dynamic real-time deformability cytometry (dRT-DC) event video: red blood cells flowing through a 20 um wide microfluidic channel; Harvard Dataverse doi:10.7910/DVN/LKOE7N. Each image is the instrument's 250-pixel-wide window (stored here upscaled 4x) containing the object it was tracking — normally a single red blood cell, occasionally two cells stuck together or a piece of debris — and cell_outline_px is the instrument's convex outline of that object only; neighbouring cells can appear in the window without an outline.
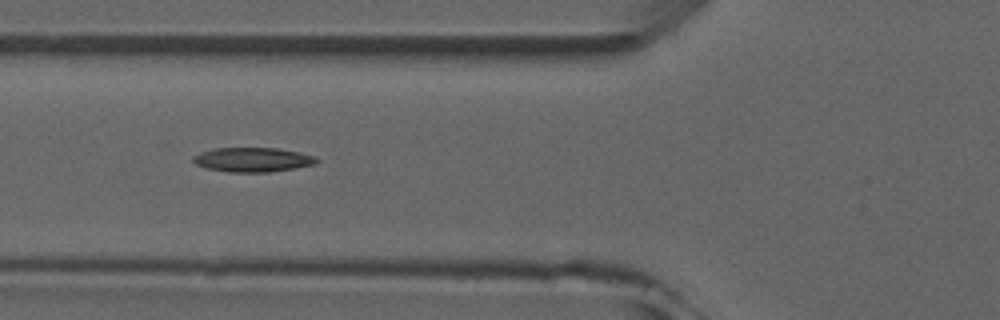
{"species": "common noctule bat (a hibernating species)", "species_latin": "Nyctalus noctula", "temperature_condition": "room temperature", "stored_images_in_passage": 5, "camera_frame_rate_fps": 3000, "um_per_image_px": 0.085, "animal": {"sex": "male", "forearm_length_mm": 52.5}, "frame": {"image": 1, "passage_image": 5, "time_ms": 4.667, "image_size_px": [1000, 320], "cell_outline_px": [[320, 160], [316, 164], [296, 168], [268, 172], [228, 172], [208, 168], [196, 164], [192, 160], [192, 156], [200, 152], [216, 148], [276, 148], [300, 152], [316, 156]], "centroid_in_image_um": [21.52, 13.57], "position_along_channel_um": 104.3, "area_um2": 17.63}}